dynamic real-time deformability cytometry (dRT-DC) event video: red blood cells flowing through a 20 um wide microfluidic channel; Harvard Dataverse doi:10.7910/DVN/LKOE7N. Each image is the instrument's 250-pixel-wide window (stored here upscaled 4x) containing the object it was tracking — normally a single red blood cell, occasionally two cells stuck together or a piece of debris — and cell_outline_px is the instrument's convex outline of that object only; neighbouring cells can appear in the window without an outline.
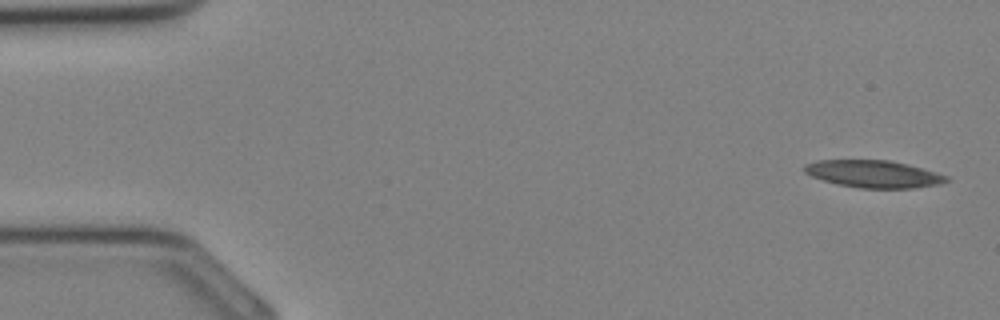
{"species": "Egyptian fruit bat (a non-hibernating species)", "species_latin": "Rousettus aegyptiacus", "temperature_condition": "cold", "stored_images_in_passage": 34, "camera_frame_rate_fps": 3000, "um_per_image_px": 0.085, "animal": {"sex": "female"}, "frame": {"image": 1, "passage_image": 1, "time_ms": 0.0, "image_size_px": [1000, 320], "cell_outline_px": [[952, 180], [940, 184], [916, 188], [860, 188], [836, 184], [812, 176], [804, 172], [804, 164], [816, 160], [888, 160], [908, 164], [948, 176]], "centroid_in_image_um": [74.27, 14.79], "position_along_channel_um": 10.7, "area_um2": 22.66}}
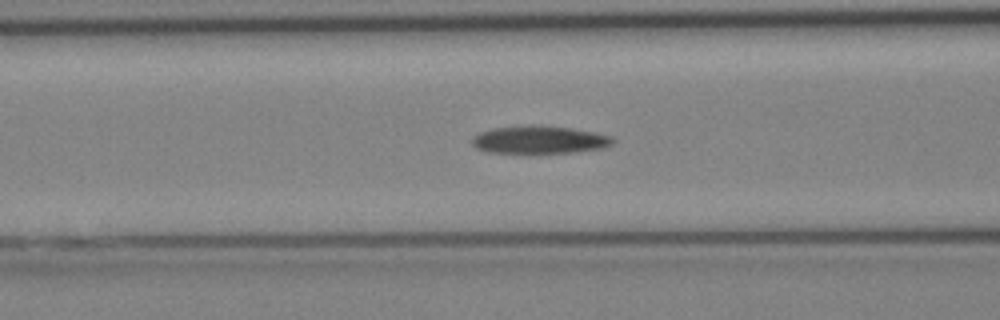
{"frame": {"image": 2, "passage_image": 13, "time_ms": 4.0, "image_size_px": [1000, 320], "cell_outline_px": [[616, 140], [612, 144], [604, 148], [572, 152], [488, 152], [476, 148], [472, 144], [472, 136], [480, 132], [492, 128], [572, 128], [612, 136]], "centroid_in_image_um": [45.88, 11.92], "position_along_channel_um": 120.7, "area_um2": 21.56}}
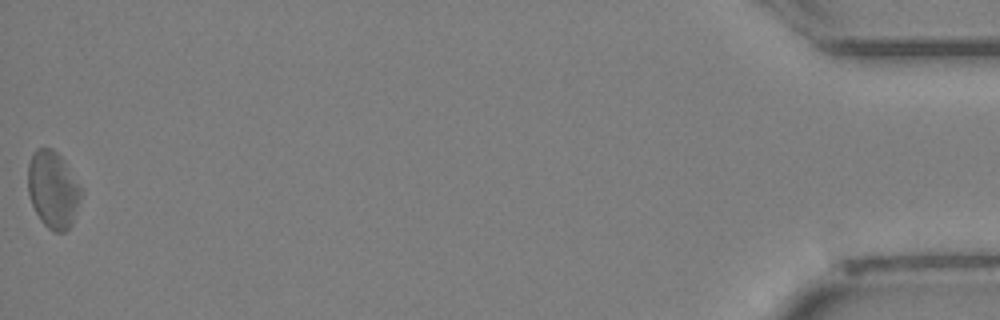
{"frame": {"image": 3, "passage_image": 34, "time_ms": 11.0, "image_size_px": [1000, 320], "cell_outline_px": [[84, 192], [72, 224], [64, 232], [56, 232], [48, 228], [40, 220], [32, 204], [28, 192], [28, 164], [32, 152], [36, 148], [52, 148], [64, 160]], "centroid_in_image_um": [4.51, 16.11], "position_along_channel_um": 430.7, "area_um2": 24.04}}